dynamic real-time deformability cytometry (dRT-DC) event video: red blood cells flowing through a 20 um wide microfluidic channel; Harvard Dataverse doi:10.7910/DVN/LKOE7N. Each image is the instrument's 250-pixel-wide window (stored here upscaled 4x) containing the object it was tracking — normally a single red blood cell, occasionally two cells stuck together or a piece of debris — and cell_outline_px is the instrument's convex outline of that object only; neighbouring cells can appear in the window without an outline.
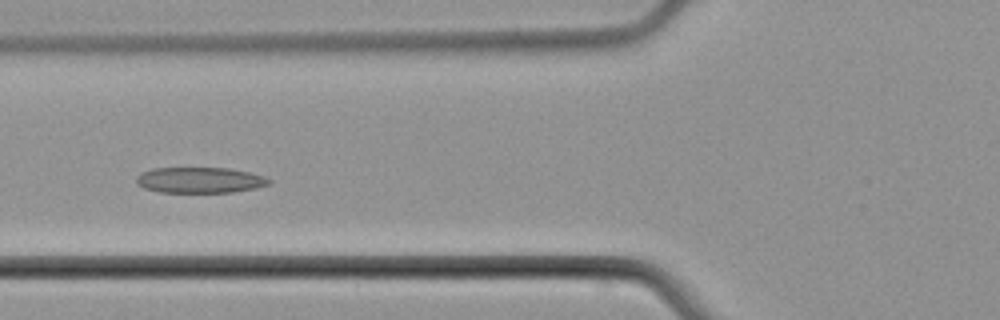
{"species": "common noctule bat (a hibernating species)", "species_latin": "Nyctalus noctula", "temperature_condition": "cold", "stored_images_in_passage": 5, "camera_frame_rate_fps": 3000, "um_per_image_px": 0.085, "animal": {"sex": "male", "body_mass_g": 21.5, "forearm_length_mm": 52.0}, "frame": {"image": 1, "passage_image": 4, "time_ms": 3.333, "image_size_px": [1000, 320], "cell_outline_px": [[272, 184], [256, 188], [232, 192], [160, 192], [144, 188], [136, 184], [136, 176], [140, 172], [152, 168], [228, 168], [248, 172], [264, 176], [272, 180]], "centroid_in_image_um": [16.98, 15.31], "position_along_channel_um": 108.8, "area_um2": 20.06}}
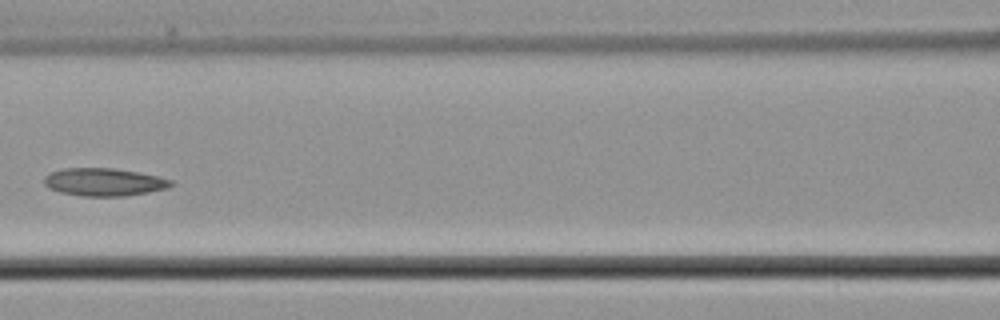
{"frame": {"image": 2, "passage_image": 5, "time_ms": 4.667, "image_size_px": [1000, 320], "cell_outline_px": [[176, 184], [168, 188], [148, 192], [124, 196], [84, 196], [60, 192], [48, 188], [44, 184], [44, 176], [48, 172], [64, 168], [112, 168], [136, 172], [156, 176], [172, 180]], "centroid_in_image_um": [8.81, 15.47], "position_along_channel_um": 157.8, "area_um2": 20.58}}